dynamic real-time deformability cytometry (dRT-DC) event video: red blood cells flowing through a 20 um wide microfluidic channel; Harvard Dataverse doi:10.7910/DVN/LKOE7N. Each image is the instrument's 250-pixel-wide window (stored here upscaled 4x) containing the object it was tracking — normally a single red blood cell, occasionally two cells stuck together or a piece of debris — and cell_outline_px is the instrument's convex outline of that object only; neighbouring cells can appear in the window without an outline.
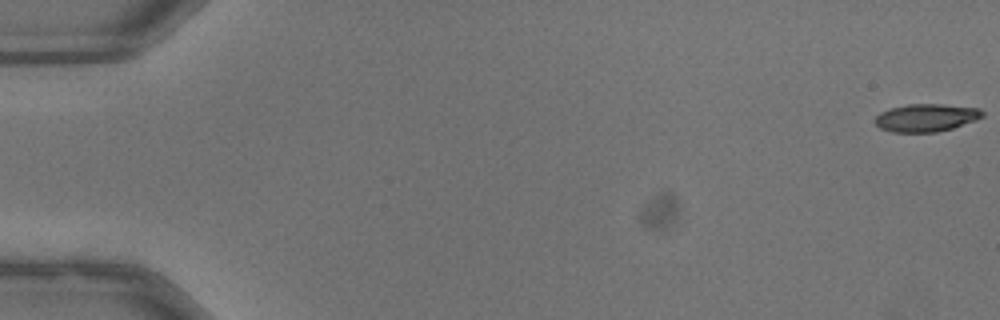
{"species": "common noctule bat (a hibernating species)", "species_latin": "Nyctalus noctula", "temperature_condition": "warm", "stored_images_in_passage": 12, "camera_frame_rate_fps": 3000, "um_per_image_px": 0.085, "animal": {"sex": "male", "body_mass_g": 13.3}, "frame": {"image": 1, "passage_image": 1, "time_ms": 0.0, "image_size_px": [1000, 320], "cell_outline_px": [[984, 116], [976, 120], [952, 128], [936, 132], [892, 132], [880, 128], [872, 120], [880, 112], [888, 108], [908, 104], [940, 104], [980, 108], [984, 112]], "centroid_in_image_um": [78.7, 10.0], "position_along_channel_um": 6.3, "area_um2": 17.51}}